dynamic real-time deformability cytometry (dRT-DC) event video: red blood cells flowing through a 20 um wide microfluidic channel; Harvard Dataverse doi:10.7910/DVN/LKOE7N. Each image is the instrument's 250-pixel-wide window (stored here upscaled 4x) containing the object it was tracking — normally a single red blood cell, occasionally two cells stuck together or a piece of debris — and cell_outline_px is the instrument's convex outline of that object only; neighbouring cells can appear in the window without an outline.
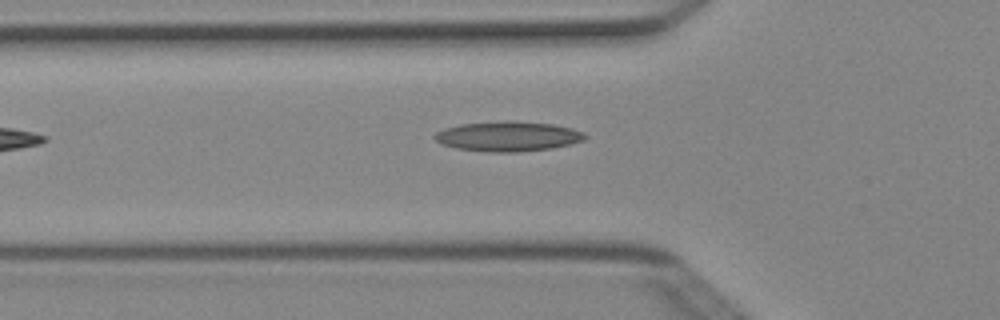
{"species": "Egyptian fruit bat (a non-hibernating species)", "species_latin": "Rousettus aegyptiacus", "temperature_condition": "cold", "stored_images_in_passage": 5, "camera_frame_rate_fps": 3000, "um_per_image_px": 0.085, "animal": {"sex": "female"}, "frame": {"image": 1, "passage_image": 5, "time_ms": 1.333, "image_size_px": [1000, 320], "cell_outline_px": [[588, 136], [584, 140], [572, 144], [552, 148], [516, 152], [488, 152], [456, 148], [440, 144], [432, 136], [436, 132], [444, 128], [460, 124], [504, 120], [508, 120], [552, 124], [572, 128], [584, 132]], "centroid_in_image_um": [43.17, 11.58], "position_along_channel_um": 82.6, "area_um2": 26.47}}